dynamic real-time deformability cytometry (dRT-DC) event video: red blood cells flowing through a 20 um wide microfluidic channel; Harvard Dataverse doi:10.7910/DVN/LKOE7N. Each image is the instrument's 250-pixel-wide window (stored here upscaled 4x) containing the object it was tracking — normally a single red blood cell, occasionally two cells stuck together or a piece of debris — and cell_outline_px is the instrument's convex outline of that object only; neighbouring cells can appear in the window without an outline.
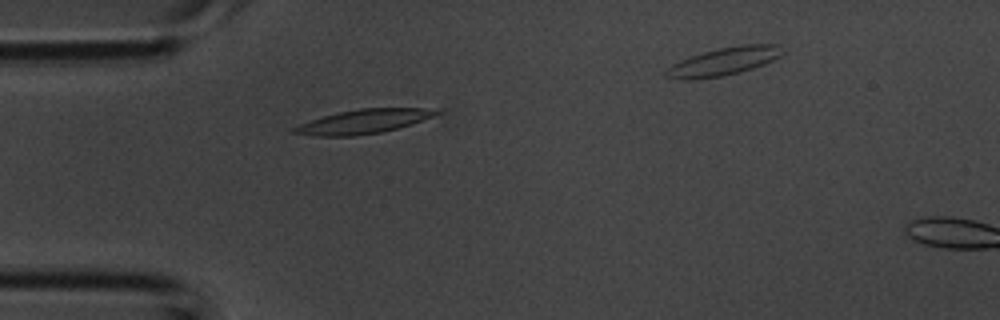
{"species": "common noctule bat (a hibernating species)", "species_latin": "Nyctalus noctula", "temperature_condition": "room temperature", "stored_images_in_passage": 2, "camera_frame_rate_fps": 3000, "um_per_image_px": 0.085, "animal": {"sex": "male", "body_mass_g": 20.1, "forearm_length_mm": 53.5}, "frame": {"image": 1, "passage_image": 1, "time_ms": 0.0, "image_size_px": [1000, 320], "cell_outline_px": [[444, 112], [412, 124], [380, 132], [352, 136], [312, 136], [292, 132], [292, 128], [300, 124], [324, 116], [340, 112], [360, 108], [440, 108]], "centroid_in_image_um": [30.97, 10.32], "position_along_channel_um": 54.0, "area_um2": 19.88}}